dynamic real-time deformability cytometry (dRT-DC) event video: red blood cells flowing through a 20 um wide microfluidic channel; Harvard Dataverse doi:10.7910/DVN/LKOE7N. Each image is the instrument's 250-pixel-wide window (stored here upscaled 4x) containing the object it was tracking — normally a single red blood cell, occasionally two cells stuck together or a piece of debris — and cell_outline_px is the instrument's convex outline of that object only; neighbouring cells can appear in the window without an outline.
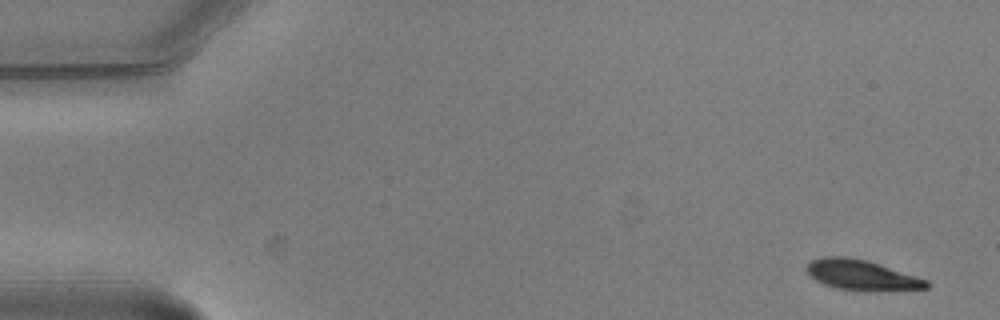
{"species": "common noctule bat (a hibernating species)", "species_latin": "Nyctalus noctula", "temperature_condition": "warm", "stored_images_in_passage": 5, "camera_frame_rate_fps": 3000, "um_per_image_px": 0.085, "animal": {"sex": "male", "body_mass_g": 20.5, "forearm_length_mm": 52.5}, "frame": {"image": 1, "passage_image": 1, "time_ms": 0.0, "image_size_px": [1000, 320], "cell_outline_px": [[928, 288], [876, 292], [868, 292], [836, 288], [824, 284], [816, 280], [808, 272], [808, 264], [812, 260], [824, 256], [844, 256], [868, 260], [928, 280]], "centroid_in_image_um": [73.28, 23.4], "position_along_channel_um": 11.7, "area_um2": 21.21}}
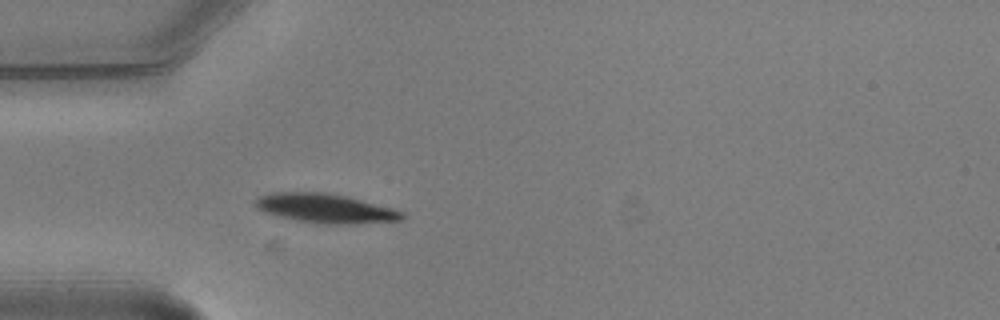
{"frame": {"image": 2, "passage_image": 5, "time_ms": 1.333, "image_size_px": [1000, 320], "cell_outline_px": [[408, 216], [404, 220], [356, 224], [328, 224], [296, 220], [264, 212], [256, 208], [256, 196], [272, 192], [328, 192], [348, 196], [392, 208], [404, 212]], "centroid_in_image_um": [27.71, 17.7], "position_along_channel_um": 57.3, "area_um2": 25.26}}